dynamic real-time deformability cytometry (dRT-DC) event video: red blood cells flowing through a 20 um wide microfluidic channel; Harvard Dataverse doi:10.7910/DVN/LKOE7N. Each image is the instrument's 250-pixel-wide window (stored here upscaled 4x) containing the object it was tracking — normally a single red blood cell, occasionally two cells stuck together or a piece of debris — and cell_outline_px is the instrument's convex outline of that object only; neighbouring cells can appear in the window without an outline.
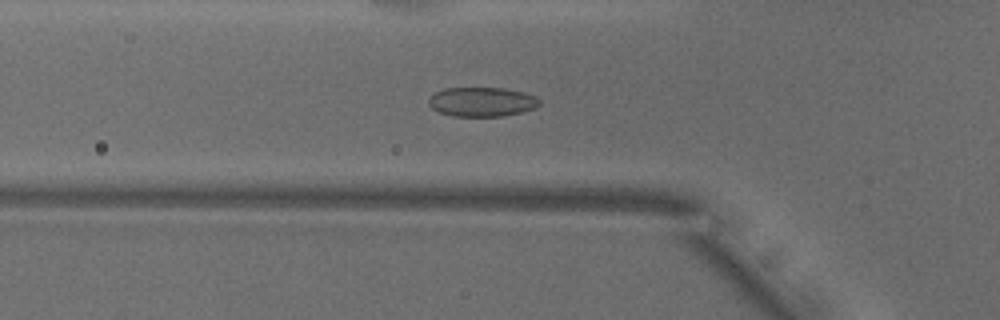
{"species": "common noctule bat (a hibernating species)", "species_latin": "Nyctalus noctula", "temperature_condition": "warm", "stored_images_in_passage": 51, "camera_frame_rate_fps": 3000, "um_per_image_px": 0.085, "animal": {"sex": "male", "body_mass_g": 18.8}, "frame": {"image": 1, "passage_image": 16, "time_ms": 5.0, "image_size_px": [1000, 320], "cell_outline_px": [[540, 104], [536, 108], [504, 116], [452, 116], [440, 112], [432, 108], [428, 104], [428, 100], [436, 92], [444, 88], [504, 88], [524, 92], [536, 96], [540, 100]], "centroid_in_image_um": [40.99, 8.65], "position_along_channel_um": 84.8, "area_um2": 18.96}}
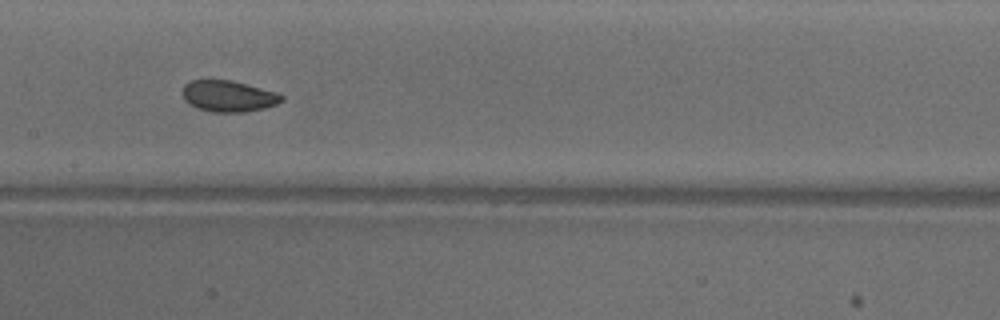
{"frame": {"image": 2, "passage_image": 24, "time_ms": 7.667, "image_size_px": [1000, 320], "cell_outline_px": [[284, 100], [276, 104], [264, 108], [244, 112], [212, 112], [196, 108], [188, 104], [184, 100], [184, 84], [192, 80], [228, 80], [276, 92], [284, 96]], "centroid_in_image_um": [19.4, 8.19], "position_along_channel_um": 188.0, "area_um2": 17.86}}
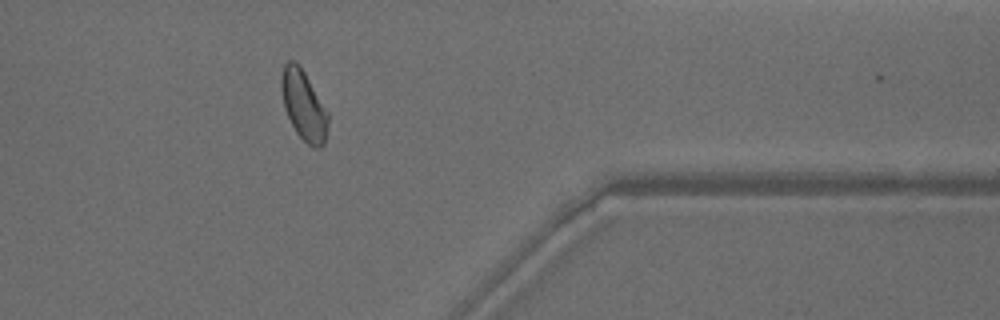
{"frame": {"image": 3, "passage_image": 41, "time_ms": 13.333, "image_size_px": [1000, 320], "cell_outline_px": [[328, 128], [324, 144], [320, 148], [316, 148], [308, 144], [296, 132], [284, 108], [280, 88], [280, 80], [284, 64], [288, 60], [292, 60], [300, 64], [328, 112]], "centroid_in_image_um": [25.8, 8.93], "position_along_channel_um": 385.6, "area_um2": 19.07}, "authors_computed_cell_mechanics": {"area_um2": 19.074, "velocity_mm_per_s": 3.8389, "shape_relaxation_time_tau1_ms": 2.8606, "shape_relaxation_time_tau2_ms": 1.7255, "deformation_change_tau1": 0.0813, "deformation_change_tau2": 0.0619}}